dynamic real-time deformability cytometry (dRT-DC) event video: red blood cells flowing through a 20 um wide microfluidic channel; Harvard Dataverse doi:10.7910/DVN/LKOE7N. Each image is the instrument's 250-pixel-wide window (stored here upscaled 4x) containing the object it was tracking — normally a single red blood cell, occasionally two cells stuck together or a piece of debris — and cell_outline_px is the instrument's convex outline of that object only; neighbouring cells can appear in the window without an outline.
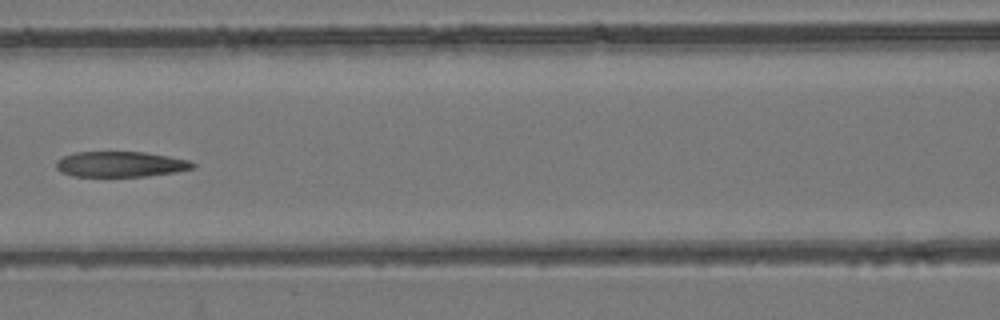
{"species": "common noctule bat (a hibernating species)", "species_latin": "Nyctalus noctula", "temperature_condition": "room temperature", "stored_images_in_passage": 7, "camera_frame_rate_fps": 3000, "um_per_image_px": 0.085, "animal": {"sex": "female", "body_mass_g": 24.6, "forearm_length_mm": 56.2}, "frame": {"image": 1, "passage_image": 7, "time_ms": 7.667, "image_size_px": [1000, 320], "cell_outline_px": [[196, 164], [192, 168], [176, 172], [148, 176], [72, 176], [60, 172], [56, 168], [56, 160], [72, 152], [144, 152], [168, 156], [188, 160]], "centroid_in_image_um": [10.2, 13.96], "position_along_channel_um": 156.4, "area_um2": 20.29}}